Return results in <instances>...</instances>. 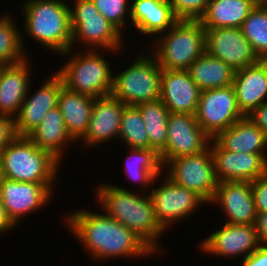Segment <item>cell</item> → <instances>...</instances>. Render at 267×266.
<instances>
[{
    "instance_id": "cell-22",
    "label": "cell",
    "mask_w": 267,
    "mask_h": 266,
    "mask_svg": "<svg viewBox=\"0 0 267 266\" xmlns=\"http://www.w3.org/2000/svg\"><path fill=\"white\" fill-rule=\"evenodd\" d=\"M29 64L26 58L18 63L4 66L0 74V116L10 118L17 116L31 89Z\"/></svg>"
},
{
    "instance_id": "cell-13",
    "label": "cell",
    "mask_w": 267,
    "mask_h": 266,
    "mask_svg": "<svg viewBox=\"0 0 267 266\" xmlns=\"http://www.w3.org/2000/svg\"><path fill=\"white\" fill-rule=\"evenodd\" d=\"M205 52L222 60L234 71L260 60L240 27L205 29Z\"/></svg>"
},
{
    "instance_id": "cell-18",
    "label": "cell",
    "mask_w": 267,
    "mask_h": 266,
    "mask_svg": "<svg viewBox=\"0 0 267 266\" xmlns=\"http://www.w3.org/2000/svg\"><path fill=\"white\" fill-rule=\"evenodd\" d=\"M210 203H219L227 215L228 224L255 225V209L252 185L249 181L218 182Z\"/></svg>"
},
{
    "instance_id": "cell-7",
    "label": "cell",
    "mask_w": 267,
    "mask_h": 266,
    "mask_svg": "<svg viewBox=\"0 0 267 266\" xmlns=\"http://www.w3.org/2000/svg\"><path fill=\"white\" fill-rule=\"evenodd\" d=\"M140 53L134 63L113 76L111 95L129 106L153 102L161 97L162 69L153 54L148 55V51L147 55Z\"/></svg>"
},
{
    "instance_id": "cell-36",
    "label": "cell",
    "mask_w": 267,
    "mask_h": 266,
    "mask_svg": "<svg viewBox=\"0 0 267 266\" xmlns=\"http://www.w3.org/2000/svg\"><path fill=\"white\" fill-rule=\"evenodd\" d=\"M257 213L267 212V174L251 182Z\"/></svg>"
},
{
    "instance_id": "cell-34",
    "label": "cell",
    "mask_w": 267,
    "mask_h": 266,
    "mask_svg": "<svg viewBox=\"0 0 267 266\" xmlns=\"http://www.w3.org/2000/svg\"><path fill=\"white\" fill-rule=\"evenodd\" d=\"M128 0H92L98 12L101 13L120 32L126 25L127 16L130 18ZM127 13V14H126Z\"/></svg>"
},
{
    "instance_id": "cell-4",
    "label": "cell",
    "mask_w": 267,
    "mask_h": 266,
    "mask_svg": "<svg viewBox=\"0 0 267 266\" xmlns=\"http://www.w3.org/2000/svg\"><path fill=\"white\" fill-rule=\"evenodd\" d=\"M0 158L4 178L42 183L52 191L60 162L27 136H16L0 151Z\"/></svg>"
},
{
    "instance_id": "cell-9",
    "label": "cell",
    "mask_w": 267,
    "mask_h": 266,
    "mask_svg": "<svg viewBox=\"0 0 267 266\" xmlns=\"http://www.w3.org/2000/svg\"><path fill=\"white\" fill-rule=\"evenodd\" d=\"M165 167L169 171L166 176L175 184L194 191L210 204L218 185L210 147L199 154L172 159Z\"/></svg>"
},
{
    "instance_id": "cell-11",
    "label": "cell",
    "mask_w": 267,
    "mask_h": 266,
    "mask_svg": "<svg viewBox=\"0 0 267 266\" xmlns=\"http://www.w3.org/2000/svg\"><path fill=\"white\" fill-rule=\"evenodd\" d=\"M210 141L195 115L169 113L166 148L159 154L161 163L164 167L172 159L199 154L209 147Z\"/></svg>"
},
{
    "instance_id": "cell-24",
    "label": "cell",
    "mask_w": 267,
    "mask_h": 266,
    "mask_svg": "<svg viewBox=\"0 0 267 266\" xmlns=\"http://www.w3.org/2000/svg\"><path fill=\"white\" fill-rule=\"evenodd\" d=\"M27 137L40 149L61 162L66 144L74 141L67 132L59 107L49 110ZM64 147V148H63Z\"/></svg>"
},
{
    "instance_id": "cell-26",
    "label": "cell",
    "mask_w": 267,
    "mask_h": 266,
    "mask_svg": "<svg viewBox=\"0 0 267 266\" xmlns=\"http://www.w3.org/2000/svg\"><path fill=\"white\" fill-rule=\"evenodd\" d=\"M94 98L68 90L65 86L58 97V107L62 113L67 132L74 140H81L88 128Z\"/></svg>"
},
{
    "instance_id": "cell-29",
    "label": "cell",
    "mask_w": 267,
    "mask_h": 266,
    "mask_svg": "<svg viewBox=\"0 0 267 266\" xmlns=\"http://www.w3.org/2000/svg\"><path fill=\"white\" fill-rule=\"evenodd\" d=\"M131 155L125 163V172L134 181H138L142 188L152 186L164 169L160 155L153 149L130 148Z\"/></svg>"
},
{
    "instance_id": "cell-40",
    "label": "cell",
    "mask_w": 267,
    "mask_h": 266,
    "mask_svg": "<svg viewBox=\"0 0 267 266\" xmlns=\"http://www.w3.org/2000/svg\"><path fill=\"white\" fill-rule=\"evenodd\" d=\"M255 227L261 245H267V212L257 213Z\"/></svg>"
},
{
    "instance_id": "cell-3",
    "label": "cell",
    "mask_w": 267,
    "mask_h": 266,
    "mask_svg": "<svg viewBox=\"0 0 267 266\" xmlns=\"http://www.w3.org/2000/svg\"><path fill=\"white\" fill-rule=\"evenodd\" d=\"M22 8L26 35L58 54L71 50L70 5L64 0H27Z\"/></svg>"
},
{
    "instance_id": "cell-44",
    "label": "cell",
    "mask_w": 267,
    "mask_h": 266,
    "mask_svg": "<svg viewBox=\"0 0 267 266\" xmlns=\"http://www.w3.org/2000/svg\"><path fill=\"white\" fill-rule=\"evenodd\" d=\"M3 68H4V66L0 64V74H1V72L3 70Z\"/></svg>"
},
{
    "instance_id": "cell-30",
    "label": "cell",
    "mask_w": 267,
    "mask_h": 266,
    "mask_svg": "<svg viewBox=\"0 0 267 266\" xmlns=\"http://www.w3.org/2000/svg\"><path fill=\"white\" fill-rule=\"evenodd\" d=\"M146 126L149 137V149L160 154L167 143V122L169 111L159 99L153 102H145L136 105Z\"/></svg>"
},
{
    "instance_id": "cell-33",
    "label": "cell",
    "mask_w": 267,
    "mask_h": 266,
    "mask_svg": "<svg viewBox=\"0 0 267 266\" xmlns=\"http://www.w3.org/2000/svg\"><path fill=\"white\" fill-rule=\"evenodd\" d=\"M119 138L130 148L149 149V137L142 115L136 106L123 109Z\"/></svg>"
},
{
    "instance_id": "cell-15",
    "label": "cell",
    "mask_w": 267,
    "mask_h": 266,
    "mask_svg": "<svg viewBox=\"0 0 267 266\" xmlns=\"http://www.w3.org/2000/svg\"><path fill=\"white\" fill-rule=\"evenodd\" d=\"M52 191L42 183L19 182L4 178L0 184V198L9 218L15 225L22 216L41 209L50 202Z\"/></svg>"
},
{
    "instance_id": "cell-39",
    "label": "cell",
    "mask_w": 267,
    "mask_h": 266,
    "mask_svg": "<svg viewBox=\"0 0 267 266\" xmlns=\"http://www.w3.org/2000/svg\"><path fill=\"white\" fill-rule=\"evenodd\" d=\"M251 121L258 126L267 139V99L248 115Z\"/></svg>"
},
{
    "instance_id": "cell-12",
    "label": "cell",
    "mask_w": 267,
    "mask_h": 266,
    "mask_svg": "<svg viewBox=\"0 0 267 266\" xmlns=\"http://www.w3.org/2000/svg\"><path fill=\"white\" fill-rule=\"evenodd\" d=\"M165 177L161 186L149 191L156 220L164 230L170 228L172 223L193 214L196 208L206 203L194 191L179 186L167 176Z\"/></svg>"
},
{
    "instance_id": "cell-17",
    "label": "cell",
    "mask_w": 267,
    "mask_h": 266,
    "mask_svg": "<svg viewBox=\"0 0 267 266\" xmlns=\"http://www.w3.org/2000/svg\"><path fill=\"white\" fill-rule=\"evenodd\" d=\"M63 87L62 78L55 72L33 95H26L14 118L17 136H27L40 124L49 110L58 106V97Z\"/></svg>"
},
{
    "instance_id": "cell-19",
    "label": "cell",
    "mask_w": 267,
    "mask_h": 266,
    "mask_svg": "<svg viewBox=\"0 0 267 266\" xmlns=\"http://www.w3.org/2000/svg\"><path fill=\"white\" fill-rule=\"evenodd\" d=\"M160 100L169 113L195 115L201 90L188 70H162Z\"/></svg>"
},
{
    "instance_id": "cell-23",
    "label": "cell",
    "mask_w": 267,
    "mask_h": 266,
    "mask_svg": "<svg viewBox=\"0 0 267 266\" xmlns=\"http://www.w3.org/2000/svg\"><path fill=\"white\" fill-rule=\"evenodd\" d=\"M130 6V25L140 33L153 35L165 33L178 19L169 0H133Z\"/></svg>"
},
{
    "instance_id": "cell-6",
    "label": "cell",
    "mask_w": 267,
    "mask_h": 266,
    "mask_svg": "<svg viewBox=\"0 0 267 266\" xmlns=\"http://www.w3.org/2000/svg\"><path fill=\"white\" fill-rule=\"evenodd\" d=\"M78 52L57 71L64 86L70 91L92 98L110 95L114 76L110 63L99 50Z\"/></svg>"
},
{
    "instance_id": "cell-25",
    "label": "cell",
    "mask_w": 267,
    "mask_h": 266,
    "mask_svg": "<svg viewBox=\"0 0 267 266\" xmlns=\"http://www.w3.org/2000/svg\"><path fill=\"white\" fill-rule=\"evenodd\" d=\"M215 140L227 151L266 154L267 139L264 132L248 116L221 132Z\"/></svg>"
},
{
    "instance_id": "cell-37",
    "label": "cell",
    "mask_w": 267,
    "mask_h": 266,
    "mask_svg": "<svg viewBox=\"0 0 267 266\" xmlns=\"http://www.w3.org/2000/svg\"><path fill=\"white\" fill-rule=\"evenodd\" d=\"M16 136L14 118L0 116V151Z\"/></svg>"
},
{
    "instance_id": "cell-41",
    "label": "cell",
    "mask_w": 267,
    "mask_h": 266,
    "mask_svg": "<svg viewBox=\"0 0 267 266\" xmlns=\"http://www.w3.org/2000/svg\"><path fill=\"white\" fill-rule=\"evenodd\" d=\"M15 226L16 225L13 223V221L9 218L4 204L0 198V234H2V232H7L8 230L10 231V229L12 230V228Z\"/></svg>"
},
{
    "instance_id": "cell-35",
    "label": "cell",
    "mask_w": 267,
    "mask_h": 266,
    "mask_svg": "<svg viewBox=\"0 0 267 266\" xmlns=\"http://www.w3.org/2000/svg\"><path fill=\"white\" fill-rule=\"evenodd\" d=\"M210 0H169L178 20L199 21L206 12Z\"/></svg>"
},
{
    "instance_id": "cell-21",
    "label": "cell",
    "mask_w": 267,
    "mask_h": 266,
    "mask_svg": "<svg viewBox=\"0 0 267 266\" xmlns=\"http://www.w3.org/2000/svg\"><path fill=\"white\" fill-rule=\"evenodd\" d=\"M232 86L239 110L248 116L267 99V60L235 71Z\"/></svg>"
},
{
    "instance_id": "cell-20",
    "label": "cell",
    "mask_w": 267,
    "mask_h": 266,
    "mask_svg": "<svg viewBox=\"0 0 267 266\" xmlns=\"http://www.w3.org/2000/svg\"><path fill=\"white\" fill-rule=\"evenodd\" d=\"M126 105L111 94L94 98L91 118L82 138L83 144L93 147L119 137L121 117Z\"/></svg>"
},
{
    "instance_id": "cell-8",
    "label": "cell",
    "mask_w": 267,
    "mask_h": 266,
    "mask_svg": "<svg viewBox=\"0 0 267 266\" xmlns=\"http://www.w3.org/2000/svg\"><path fill=\"white\" fill-rule=\"evenodd\" d=\"M70 9L72 43L71 50L61 56H72L76 42H83L88 49L119 51L122 47L121 32L110 23L92 2V0H74ZM74 7V8H73ZM69 54V55H68Z\"/></svg>"
},
{
    "instance_id": "cell-31",
    "label": "cell",
    "mask_w": 267,
    "mask_h": 266,
    "mask_svg": "<svg viewBox=\"0 0 267 266\" xmlns=\"http://www.w3.org/2000/svg\"><path fill=\"white\" fill-rule=\"evenodd\" d=\"M240 28L257 57L267 60V4L257 3Z\"/></svg>"
},
{
    "instance_id": "cell-1",
    "label": "cell",
    "mask_w": 267,
    "mask_h": 266,
    "mask_svg": "<svg viewBox=\"0 0 267 266\" xmlns=\"http://www.w3.org/2000/svg\"><path fill=\"white\" fill-rule=\"evenodd\" d=\"M68 229L88 250L92 260L117 257H146L156 254L140 237L120 222L89 210L65 216Z\"/></svg>"
},
{
    "instance_id": "cell-32",
    "label": "cell",
    "mask_w": 267,
    "mask_h": 266,
    "mask_svg": "<svg viewBox=\"0 0 267 266\" xmlns=\"http://www.w3.org/2000/svg\"><path fill=\"white\" fill-rule=\"evenodd\" d=\"M10 15L0 16V64L11 65L26 59L21 32Z\"/></svg>"
},
{
    "instance_id": "cell-10",
    "label": "cell",
    "mask_w": 267,
    "mask_h": 266,
    "mask_svg": "<svg viewBox=\"0 0 267 266\" xmlns=\"http://www.w3.org/2000/svg\"><path fill=\"white\" fill-rule=\"evenodd\" d=\"M244 117L232 85L201 91L195 118L211 139Z\"/></svg>"
},
{
    "instance_id": "cell-27",
    "label": "cell",
    "mask_w": 267,
    "mask_h": 266,
    "mask_svg": "<svg viewBox=\"0 0 267 266\" xmlns=\"http://www.w3.org/2000/svg\"><path fill=\"white\" fill-rule=\"evenodd\" d=\"M257 0H210L199 20L204 29L241 27Z\"/></svg>"
},
{
    "instance_id": "cell-5",
    "label": "cell",
    "mask_w": 267,
    "mask_h": 266,
    "mask_svg": "<svg viewBox=\"0 0 267 266\" xmlns=\"http://www.w3.org/2000/svg\"><path fill=\"white\" fill-rule=\"evenodd\" d=\"M158 38L152 54L162 70H188L205 52V29L200 21L178 20Z\"/></svg>"
},
{
    "instance_id": "cell-43",
    "label": "cell",
    "mask_w": 267,
    "mask_h": 266,
    "mask_svg": "<svg viewBox=\"0 0 267 266\" xmlns=\"http://www.w3.org/2000/svg\"><path fill=\"white\" fill-rule=\"evenodd\" d=\"M258 1V3H266L267 2V0H257Z\"/></svg>"
},
{
    "instance_id": "cell-38",
    "label": "cell",
    "mask_w": 267,
    "mask_h": 266,
    "mask_svg": "<svg viewBox=\"0 0 267 266\" xmlns=\"http://www.w3.org/2000/svg\"><path fill=\"white\" fill-rule=\"evenodd\" d=\"M241 266H267V245H260L251 255L242 259Z\"/></svg>"
},
{
    "instance_id": "cell-16",
    "label": "cell",
    "mask_w": 267,
    "mask_h": 266,
    "mask_svg": "<svg viewBox=\"0 0 267 266\" xmlns=\"http://www.w3.org/2000/svg\"><path fill=\"white\" fill-rule=\"evenodd\" d=\"M201 251L221 257L251 255L261 244L257 237L255 225L224 223L219 230H214L200 243Z\"/></svg>"
},
{
    "instance_id": "cell-42",
    "label": "cell",
    "mask_w": 267,
    "mask_h": 266,
    "mask_svg": "<svg viewBox=\"0 0 267 266\" xmlns=\"http://www.w3.org/2000/svg\"><path fill=\"white\" fill-rule=\"evenodd\" d=\"M3 179V174H2V164H1V158H0V184L2 182Z\"/></svg>"
},
{
    "instance_id": "cell-28",
    "label": "cell",
    "mask_w": 267,
    "mask_h": 266,
    "mask_svg": "<svg viewBox=\"0 0 267 266\" xmlns=\"http://www.w3.org/2000/svg\"><path fill=\"white\" fill-rule=\"evenodd\" d=\"M191 79L201 91L233 84L235 71L218 58L204 52L188 69Z\"/></svg>"
},
{
    "instance_id": "cell-2",
    "label": "cell",
    "mask_w": 267,
    "mask_h": 266,
    "mask_svg": "<svg viewBox=\"0 0 267 266\" xmlns=\"http://www.w3.org/2000/svg\"><path fill=\"white\" fill-rule=\"evenodd\" d=\"M96 194L95 197L108 217L126 226L156 254L159 253L161 247L157 243L165 230L156 220L149 193L142 197L134 191L107 183L99 185Z\"/></svg>"
},
{
    "instance_id": "cell-14",
    "label": "cell",
    "mask_w": 267,
    "mask_h": 266,
    "mask_svg": "<svg viewBox=\"0 0 267 266\" xmlns=\"http://www.w3.org/2000/svg\"><path fill=\"white\" fill-rule=\"evenodd\" d=\"M209 147L214 163V173L218 182H252L267 174L266 154L227 151L215 139H211Z\"/></svg>"
}]
</instances>
